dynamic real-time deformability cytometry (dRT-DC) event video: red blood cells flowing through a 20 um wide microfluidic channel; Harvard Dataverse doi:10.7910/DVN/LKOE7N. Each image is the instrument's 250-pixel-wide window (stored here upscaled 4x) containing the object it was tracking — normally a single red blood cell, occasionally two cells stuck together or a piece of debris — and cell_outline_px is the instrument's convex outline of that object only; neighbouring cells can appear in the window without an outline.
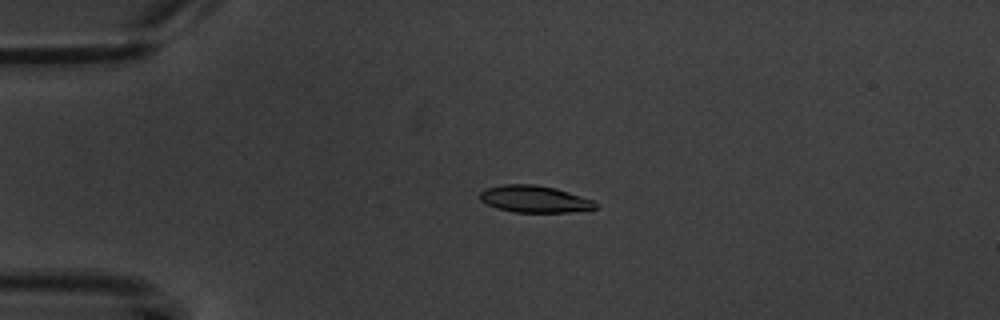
{"species": "common noctule bat (a hibernating species)", "species_latin": "Nyctalus noctula", "temperature_condition": "warm", "stored_images_in_passage": 3, "camera_frame_rate_fps": 3000, "um_per_image_px": 0.085, "animal": {"sex": "male", "body_mass_g": 20.1, "forearm_length_mm": 53.5}, "frame": {"image": 1, "passage_image": 2, "time_ms": 2.0, "image_size_px": [1000, 320], "cell_outline_px": [[596, 208], [568, 212], [512, 212], [496, 208], [480, 200], [480, 192], [488, 188], [504, 184], [536, 184], [556, 188], [592, 200], [596, 204]], "centroid_in_image_um": [45.4, 16.91], "position_along_channel_um": 39.6, "area_um2": 17.92}}